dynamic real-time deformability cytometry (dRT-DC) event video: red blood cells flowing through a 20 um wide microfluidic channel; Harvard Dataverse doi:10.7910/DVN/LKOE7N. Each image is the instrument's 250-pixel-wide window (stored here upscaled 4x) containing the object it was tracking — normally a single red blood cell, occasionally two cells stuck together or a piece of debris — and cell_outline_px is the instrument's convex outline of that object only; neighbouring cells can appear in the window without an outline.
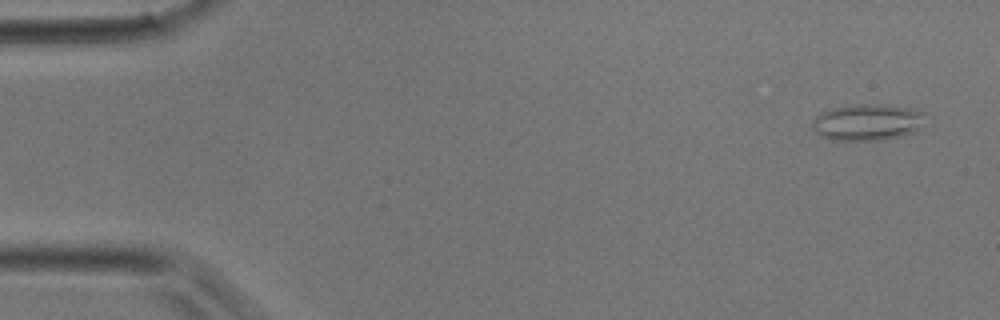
{"species": "common noctule bat (a hibernating species)", "species_latin": "Nyctalus noctula", "temperature_condition": "room temperature", "stored_images_in_passage": 8, "camera_frame_rate_fps": 3000, "um_per_image_px": 0.085, "animal": {"sex": "male", "body_mass_g": 17.9}, "frame": {"image": 1, "passage_image": 2, "time_ms": 0.333, "image_size_px": [1000, 320], "cell_outline_px": [[924, 112], [916, 132], [900, 136], [880, 140], [832, 140], [820, 136], [812, 128], [812, 120], [820, 112], [832, 108], [856, 104], [888, 104], [916, 108]], "centroid_in_image_um": [73.7, 10.37], "position_along_channel_um": 11.3, "area_um2": 24.16}}